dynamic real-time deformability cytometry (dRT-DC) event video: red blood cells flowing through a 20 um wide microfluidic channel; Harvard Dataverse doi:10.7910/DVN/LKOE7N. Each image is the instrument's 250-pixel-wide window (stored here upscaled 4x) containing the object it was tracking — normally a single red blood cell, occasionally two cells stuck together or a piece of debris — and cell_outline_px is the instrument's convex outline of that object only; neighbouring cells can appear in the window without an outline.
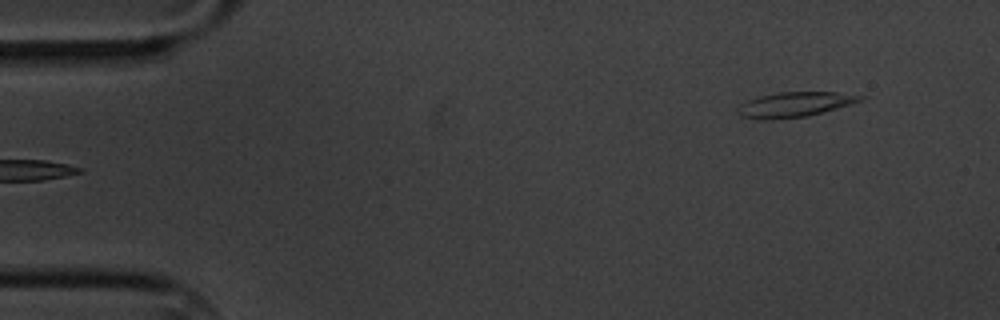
{"species": "common noctule bat (a hibernating species)", "species_latin": "Nyctalus noctula", "temperature_condition": "cold", "stored_images_in_passage": 4, "camera_frame_rate_fps": 3000, "um_per_image_px": 0.085, "animal": {"sex": "male", "body_mass_g": 20.1, "forearm_length_mm": 53.5}, "frame": {"image": 1, "passage_image": 4, "time_ms": 3.333, "image_size_px": [1000, 320], "cell_outline_px": [[868, 96], [864, 100], [852, 104], [824, 112], [808, 116], [772, 120], [756, 120], [740, 116], [736, 112], [748, 100], [760, 96], [780, 92], [836, 92]], "centroid_in_image_um": [67.61, 8.9], "position_along_channel_um": 17.4, "area_um2": 17.98}}